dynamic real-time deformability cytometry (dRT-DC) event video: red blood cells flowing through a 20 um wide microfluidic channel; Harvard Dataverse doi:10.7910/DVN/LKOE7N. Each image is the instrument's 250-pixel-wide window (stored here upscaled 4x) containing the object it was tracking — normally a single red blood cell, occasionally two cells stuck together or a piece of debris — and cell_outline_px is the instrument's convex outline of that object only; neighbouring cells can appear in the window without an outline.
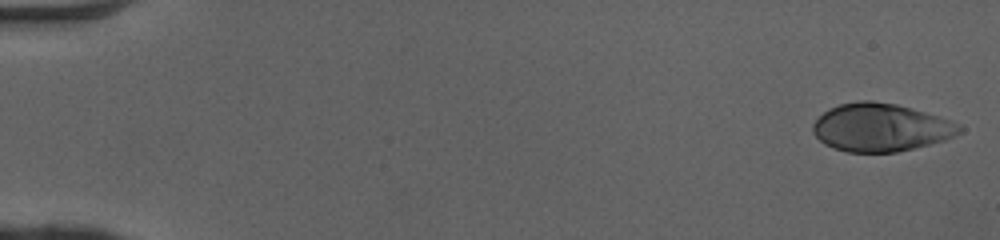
{"species": "human", "species_latin": "Homo sapiens", "temperature_condition": "cold", "stored_images_in_passage": 50, "camera_frame_rate_fps": 3000, "um_per_image_px": 0.085, "donor": {"sex": "female"}, "frame": {"image": 1, "passage_image": 1, "time_ms": 0.0, "image_size_px": [1000, 240], "cell_outline_px": [[964, 128], [960, 132], [944, 140], [896, 152], [848, 152], [832, 148], [824, 144], [812, 132], [812, 124], [828, 108], [840, 104], [860, 100], [872, 100], [896, 104], [924, 112], [960, 124]], "centroid_in_image_um": [74.81, 10.83], "position_along_channel_um": 10.2, "area_um2": 40.69}}
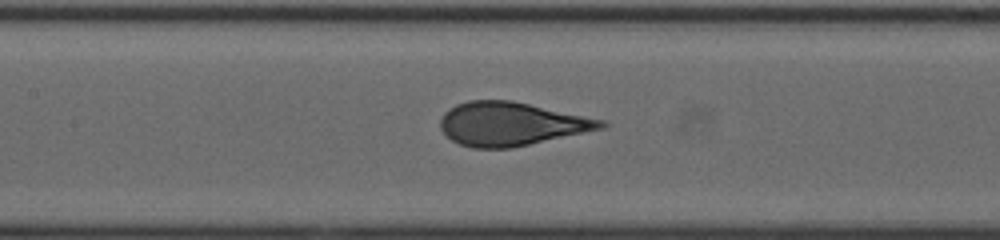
{"frame": {"image": 2, "passage_image": 24, "time_ms": 7.667, "image_size_px": [1000, 240], "cell_outline_px": [[608, 124], [604, 128], [512, 148], [472, 148], [460, 144], [452, 140], [440, 128], [440, 120], [444, 112], [448, 108], [456, 104], [468, 100], [512, 100], [604, 120]], "centroid_in_image_um": [43.43, 10.52], "position_along_channel_um": 164.0, "area_um2": 40.69}}
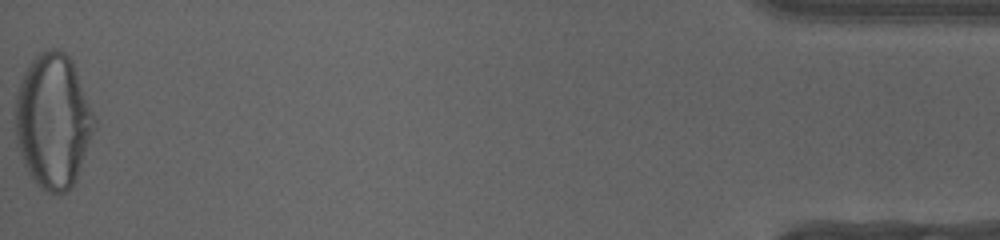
{"frame": {"image": 3, "passage_image": 50, "time_ms": 16.333, "image_size_px": [1000, 240], "cell_outline_px": [[96, 128], [76, 180], [64, 192], [48, 192], [36, 184], [28, 172], [24, 164], [16, 144], [12, 116], [16, 96], [20, 80], [28, 64], [40, 52], [48, 48], [56, 48], [64, 52], [72, 60], [96, 120]], "centroid_in_image_um": [4.48, 10.27], "position_along_channel_um": 430.7, "area_um2": 62.48}, "authors_computed_cell_mechanics": {"area_um2": 40.6623, "velocity_mm_per_s": 4.0941, "shape_relaxation_time_tau1_ms": 5.1066, "shape_relaxation_time_tau2_ms": null, "deformation_change_tau1": 0.2339, "deformation_change_tau2": null}}